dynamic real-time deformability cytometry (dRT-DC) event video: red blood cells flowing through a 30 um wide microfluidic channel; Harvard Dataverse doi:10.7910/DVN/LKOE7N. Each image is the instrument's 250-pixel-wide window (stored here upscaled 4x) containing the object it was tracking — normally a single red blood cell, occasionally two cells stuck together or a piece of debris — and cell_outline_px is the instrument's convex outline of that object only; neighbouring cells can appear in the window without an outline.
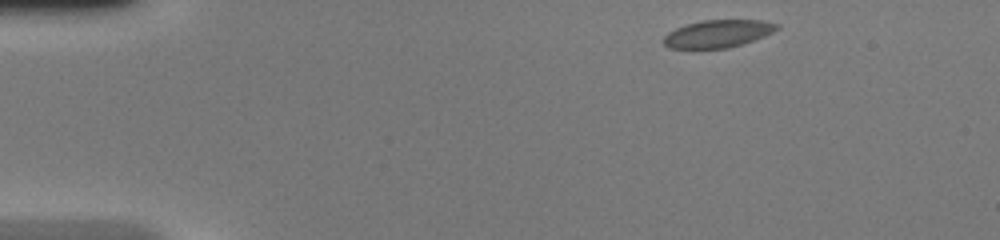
{"species": "common noctule bat (a hibernating species)", "species_latin": "Nyctalus noctula", "temperature_condition": "warm", "stored_images_in_passage": 43, "camera_frame_rate_fps": 3000, "um_per_image_px": 0.085, "animal": {"sex": "female", "body_mass_g": 20.0, "forearm_length_mm": 54.0}, "frame": {"image": 1, "passage_image": 1, "time_ms": 0.0, "image_size_px": [1000, 240], "cell_outline_px": [[780, 28], [764, 36], [728, 48], [668, 48], [660, 40], [668, 32], [676, 28], [700, 20], [760, 20], [780, 24]], "centroid_in_image_um": [60.99, 2.86], "position_along_channel_um": 24.0, "area_um2": 18.15}}
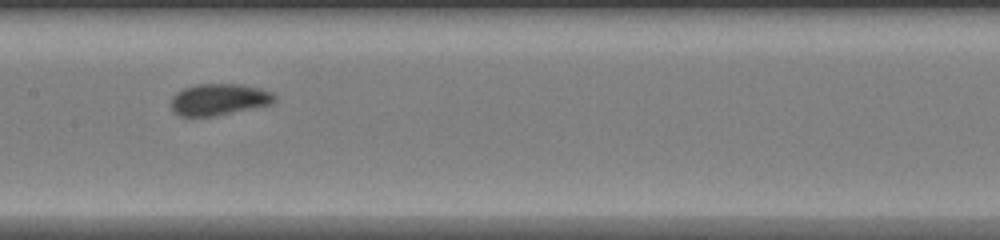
{"frame": {"image": 2, "passage_image": 19, "time_ms": 6.0, "image_size_px": [1000, 240], "cell_outline_px": [[276, 100], [272, 104], [216, 116], [180, 116], [172, 112], [172, 96], [176, 92], [184, 88], [196, 84], [240, 84], [260, 88], [272, 92], [276, 96]], "centroid_in_image_um": [18.62, 8.45], "position_along_channel_um": 188.8, "area_um2": 19.19}}
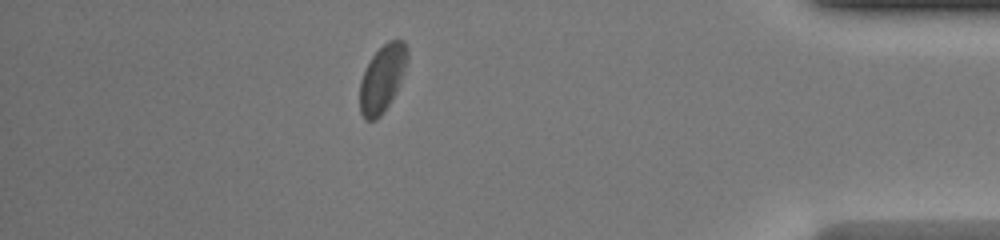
{"frame": {"image": 3, "passage_image": 37, "time_ms": 12.0, "image_size_px": [1000, 240], "cell_outline_px": [[408, 60], [404, 72], [396, 92], [380, 116], [376, 120], [364, 120], [360, 112], [360, 80], [372, 56], [388, 40], [404, 40], [408, 48]], "centroid_in_image_um": [32.51, 6.66], "position_along_channel_um": 402.7, "area_um2": 18.5}, "authors_computed_cell_mechanics": {"area_um2": 19.1896, "velocity_mm_per_s": 4.2192, "shape_relaxation_time_tau1_ms": 5.2097, "shape_relaxation_time_tau2_ms": null, "deformation_change_tau1": 0.1253, "deformation_change_tau2": null}}